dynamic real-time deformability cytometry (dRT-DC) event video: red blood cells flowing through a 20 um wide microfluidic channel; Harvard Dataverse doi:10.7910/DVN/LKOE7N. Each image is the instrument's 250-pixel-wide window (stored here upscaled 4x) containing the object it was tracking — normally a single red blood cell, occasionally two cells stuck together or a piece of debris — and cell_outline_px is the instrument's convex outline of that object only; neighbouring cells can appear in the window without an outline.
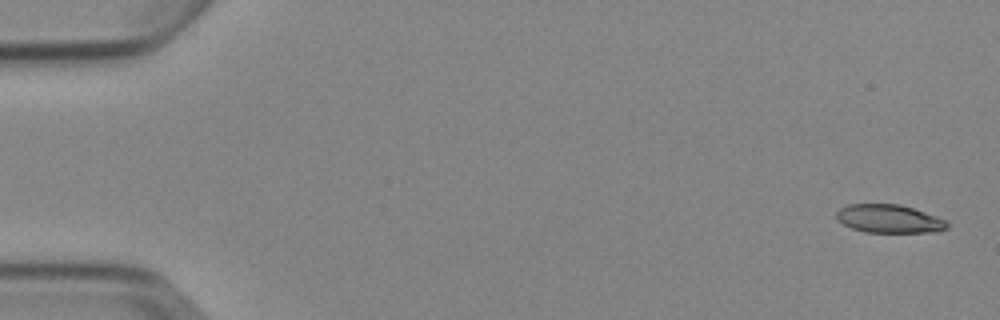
{"species": "Egyptian fruit bat (a non-hibernating species)", "species_latin": "Rousettus aegyptiacus", "temperature_condition": "cold", "stored_images_in_passage": 5, "segment_of_instrument_passage": [1, 2], "camera_frame_rate_fps": 3000, "um_per_image_px": 0.085, "animal": {"sex": "female"}, "frame": {"image": 1, "passage_image": 1, "time_ms": 0.0, "image_size_px": [1000, 320], "cell_outline_px": [[948, 228], [940, 232], [864, 232], [852, 228], [836, 220], [836, 212], [840, 208], [848, 204], [900, 204], [948, 220]], "centroid_in_image_um": [75.59, 18.6], "position_along_channel_um": 9.4, "area_um2": 18.38}}
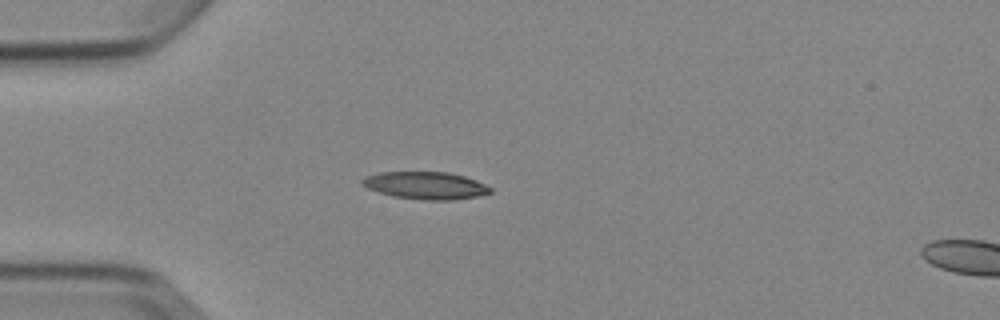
{"frame": {"image": 2, "passage_image": 4, "time_ms": 4.333, "image_size_px": [1000, 320], "cell_outline_px": [[492, 192], [480, 196], [452, 200], [424, 200], [392, 196], [368, 188], [360, 184], [360, 180], [364, 176], [380, 172], [448, 172], [464, 176], [476, 180], [492, 188]], "centroid_in_image_um": [36.17, 15.76], "position_along_channel_um": 48.8, "area_um2": 20.58}}